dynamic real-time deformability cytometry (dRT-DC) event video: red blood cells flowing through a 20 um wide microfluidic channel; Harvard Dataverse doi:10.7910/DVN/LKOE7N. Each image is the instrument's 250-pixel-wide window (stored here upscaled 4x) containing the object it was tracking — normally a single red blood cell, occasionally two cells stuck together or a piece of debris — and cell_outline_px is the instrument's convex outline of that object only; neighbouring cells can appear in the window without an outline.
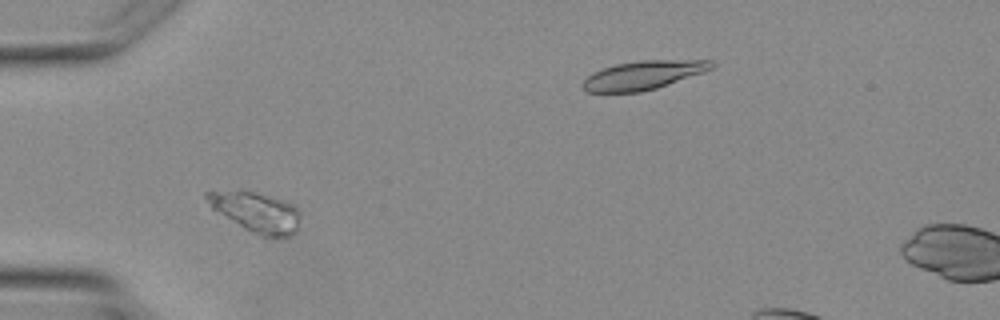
{"species": "Egyptian fruit bat (a non-hibernating species)", "species_latin": "Rousettus aegyptiacus", "temperature_condition": "warm", "stored_images_in_passage": 5, "camera_frame_rate_fps": 3000, "um_per_image_px": 0.085, "animal": {"sex": "female"}, "frame": {"image": 1, "passage_image": 3, "time_ms": 2.333, "image_size_px": [1000, 320], "cell_outline_px": [[300, 232], [292, 236], [260, 236], [244, 228], [212, 208], [204, 196], [204, 192], [252, 192], [280, 200], [292, 204], [300, 212]], "centroid_in_image_um": [21.86, 18.08], "position_along_channel_um": 63.1, "area_um2": 21.21}}